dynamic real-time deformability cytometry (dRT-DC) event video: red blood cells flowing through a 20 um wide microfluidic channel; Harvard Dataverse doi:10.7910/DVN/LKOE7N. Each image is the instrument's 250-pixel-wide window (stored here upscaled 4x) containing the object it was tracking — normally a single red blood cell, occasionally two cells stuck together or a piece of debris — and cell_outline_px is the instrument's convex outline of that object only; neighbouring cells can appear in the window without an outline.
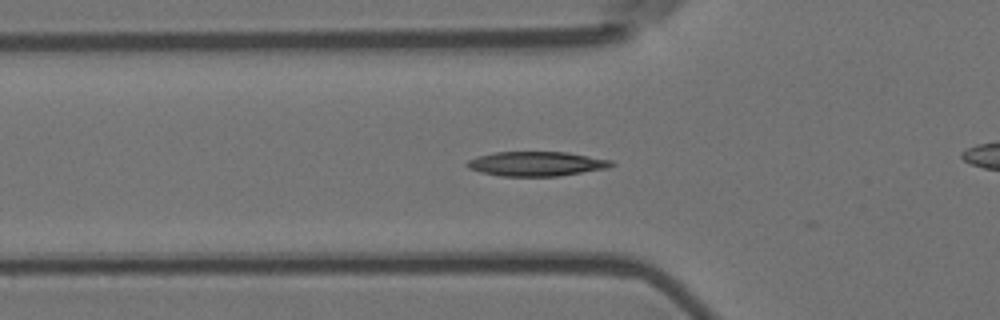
{"species": "Egyptian fruit bat (a non-hibernating species)", "species_latin": "Rousettus aegyptiacus", "temperature_condition": "room temperature", "stored_images_in_passage": 40, "camera_frame_rate_fps": 3000, "um_per_image_px": 0.085, "animal": {"sex": "female"}, "frame": {"image": 1, "passage_image": 2, "time_ms": 0.333, "image_size_px": [1000, 320], "cell_outline_px": [[616, 164], [608, 168], [560, 176], [500, 176], [480, 172], [468, 168], [464, 164], [468, 160], [476, 156], [496, 152], [568, 152], [612, 160]], "centroid_in_image_um": [45.59, 13.92], "position_along_channel_um": 80.2, "area_um2": 20.81}}
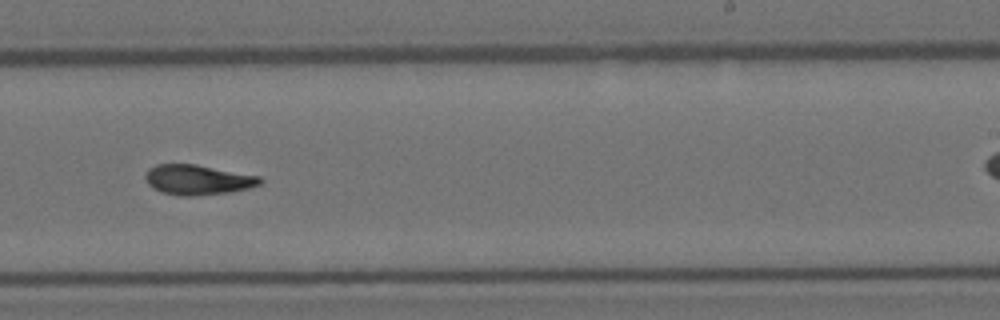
{"frame": {"image": 2, "passage_image": 18, "time_ms": 5.667, "image_size_px": [1000, 320], "cell_outline_px": [[264, 180], [260, 184], [248, 188], [228, 192], [192, 196], [180, 196], [164, 192], [152, 188], [148, 184], [144, 176], [148, 168], [156, 164], [196, 164], [260, 176]], "centroid_in_image_um": [16.79, 15.27], "position_along_channel_um": 272.2, "area_um2": 20.06}}
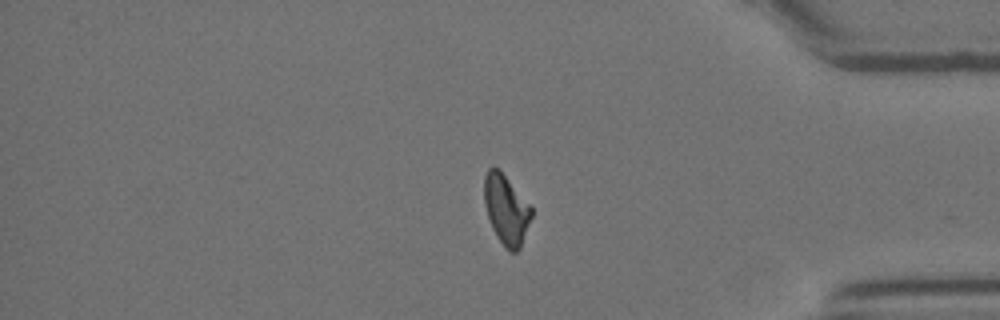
{"frame": {"image": 3, "passage_image": 30, "time_ms": 9.667, "image_size_px": [1000, 320], "cell_outline_px": [[532, 216], [520, 248], [516, 252], [512, 252], [496, 236], [492, 228], [484, 204], [484, 176], [488, 168], [492, 164], [504, 176], [532, 208]], "centroid_in_image_um": [43.0, 17.81], "position_along_channel_um": 392.2, "area_um2": 18.67}, "authors_computed_cell_mechanics": {"area_um2": 19.6231, "velocity_mm_per_s": 3.5889, "shape_relaxation_time_tau1_ms": 7.3054, "shape_relaxation_time_tau2_ms": 3.9991, "deformation_change_tau1": 0.1997, "deformation_change_tau2": 0.0988}}